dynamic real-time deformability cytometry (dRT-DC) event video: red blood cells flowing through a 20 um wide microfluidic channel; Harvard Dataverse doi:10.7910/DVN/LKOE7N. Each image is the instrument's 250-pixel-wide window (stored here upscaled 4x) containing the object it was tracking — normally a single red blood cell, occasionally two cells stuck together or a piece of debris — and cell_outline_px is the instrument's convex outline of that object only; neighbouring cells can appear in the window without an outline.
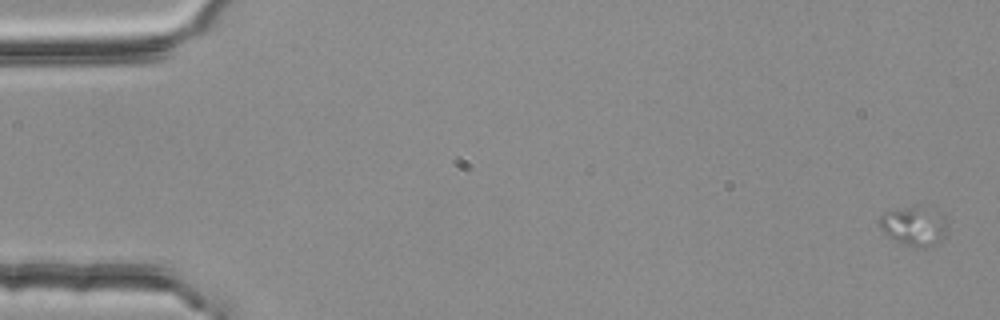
{"species": "common noctule bat (a hibernating species)", "species_latin": "Nyctalus noctula", "temperature_condition": "room temperature", "stored_images_in_passage": 4, "camera_frame_rate_fps": 3000, "um_per_image_px": 0.085, "animal": {"sex": "female", "body_mass_g": 25.1}, "frame": {"image": 1, "passage_image": 1, "time_ms": 0.0, "image_size_px": [1000, 320], "cell_outline_px": [[948, 228], [944, 236], [940, 240], [932, 244], [904, 244], [888, 236], [880, 228], [880, 216], [884, 212], [916, 204], [936, 204], [944, 216], [948, 224]], "centroid_in_image_um": [77.77, 19.06], "position_along_channel_um": 7.2, "area_um2": 15.84}}